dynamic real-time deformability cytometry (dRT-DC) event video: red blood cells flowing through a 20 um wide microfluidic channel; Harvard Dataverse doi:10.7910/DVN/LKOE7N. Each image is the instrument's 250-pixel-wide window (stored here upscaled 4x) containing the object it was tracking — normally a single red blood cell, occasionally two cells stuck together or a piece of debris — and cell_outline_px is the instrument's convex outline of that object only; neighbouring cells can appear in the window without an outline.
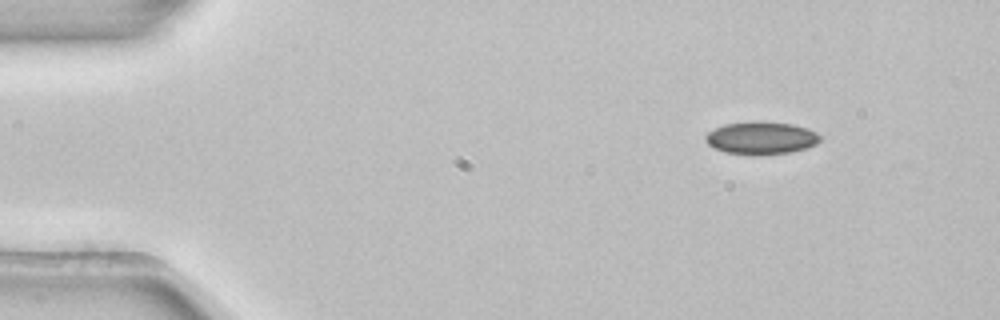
{"species": "common noctule bat (a hibernating species)", "species_latin": "Nyctalus noctula", "temperature_condition": "room temperature", "stored_images_in_passage": 4, "camera_frame_rate_fps": 3000, "um_per_image_px": 0.085, "animal": {"sex": "female", "body_mass_g": 22.7, "forearm_length_mm": 54.2}, "frame": {"image": 1, "passage_image": 1, "time_ms": 0.0, "image_size_px": [1000, 320], "cell_outline_px": [[824, 136], [816, 144], [804, 148], [788, 152], [724, 152], [708, 144], [704, 140], [704, 136], [708, 132], [724, 124], [792, 124], [808, 128]], "centroid_in_image_um": [64.73, 11.72], "position_along_channel_um": 20.3, "area_um2": 20.17}}
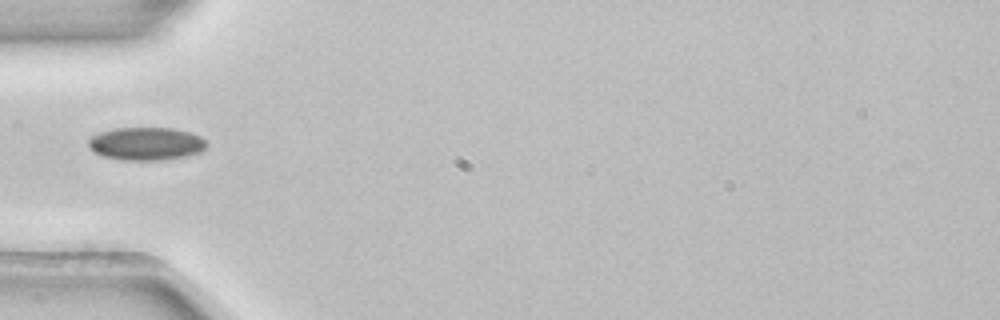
{"frame": {"image": 2, "passage_image": 4, "time_ms": 1.0, "image_size_px": [1000, 320], "cell_outline_px": [[208, 144], [200, 152], [188, 156], [164, 160], [120, 160], [104, 156], [96, 152], [88, 144], [88, 140], [92, 136], [100, 132], [116, 128], [172, 128], [188, 132], [200, 136]], "centroid_in_image_um": [12.44, 12.22], "position_along_channel_um": 72.6, "area_um2": 22.6}}